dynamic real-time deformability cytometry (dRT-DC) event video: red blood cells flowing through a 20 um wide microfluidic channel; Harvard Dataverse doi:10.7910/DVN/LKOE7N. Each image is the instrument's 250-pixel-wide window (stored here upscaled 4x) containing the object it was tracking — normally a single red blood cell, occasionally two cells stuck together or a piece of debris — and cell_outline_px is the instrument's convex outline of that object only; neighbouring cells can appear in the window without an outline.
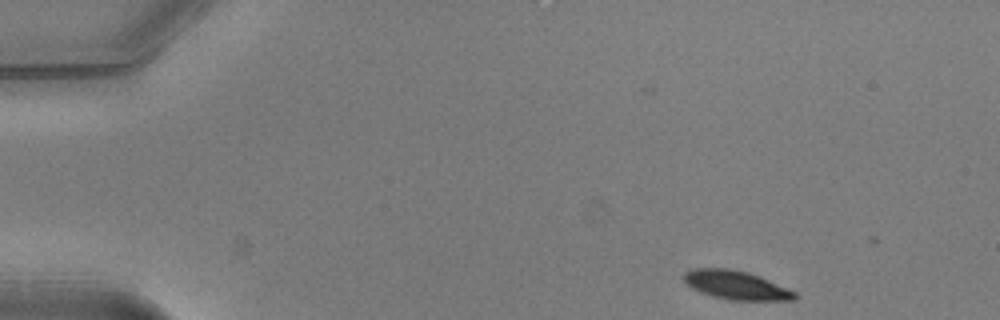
{"species": "common noctule bat (a hibernating species)", "species_latin": "Nyctalus noctula", "temperature_condition": "warm", "stored_images_in_passage": 13, "camera_frame_rate_fps": 3000, "um_per_image_px": 0.085, "animal": {"sex": "male", "body_mass_g": 20.5, "forearm_length_mm": 52.5}, "frame": {"image": 1, "passage_image": 1, "time_ms": 0.0, "image_size_px": [1000, 320], "cell_outline_px": [[796, 300], [732, 300], [700, 292], [692, 288], [684, 280], [684, 272], [692, 268], [732, 268], [748, 272], [760, 276], [796, 292]], "centroid_in_image_um": [62.57, 24.22], "position_along_channel_um": 22.4, "area_um2": 18.44}}
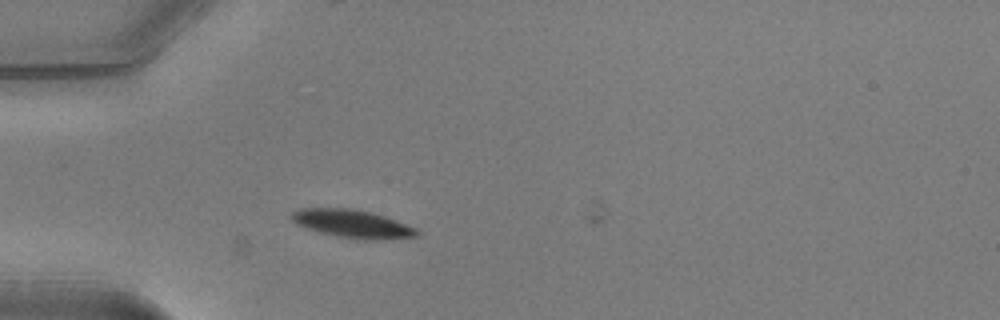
{"frame": {"image": 2, "passage_image": 10, "time_ms": 3.0, "image_size_px": [1000, 320], "cell_outline_px": [[420, 232], [416, 236], [376, 240], [364, 240], [336, 236], [320, 232], [296, 224], [288, 216], [292, 212], [300, 208], [352, 208], [372, 212], [396, 220], [416, 228]], "centroid_in_image_um": [29.93, 19.01], "position_along_channel_um": 55.1, "area_um2": 20.52}}